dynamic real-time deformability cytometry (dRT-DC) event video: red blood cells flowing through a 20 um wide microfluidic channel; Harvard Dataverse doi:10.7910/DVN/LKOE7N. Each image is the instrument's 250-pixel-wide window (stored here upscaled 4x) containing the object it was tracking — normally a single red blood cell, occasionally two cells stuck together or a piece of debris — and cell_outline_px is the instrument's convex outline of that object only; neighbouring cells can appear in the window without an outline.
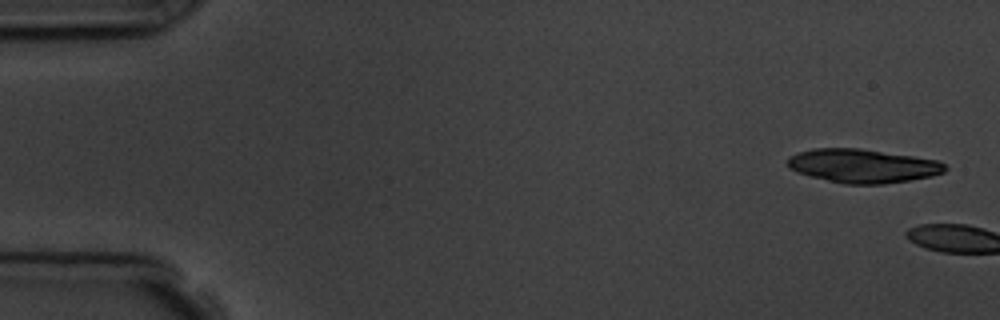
{"species": "common noctule bat (a hibernating species)", "species_latin": "Nyctalus noctula", "temperature_condition": "room temperature", "stored_images_in_passage": 2, "camera_frame_rate_fps": 3000, "um_per_image_px": 0.085, "animal": {"sex": "male", "body_mass_g": 19.5, "forearm_length_mm": 54.6}, "frame": {"image": 1, "passage_image": 1, "time_ms": 0.0, "image_size_px": [1000, 320], "cell_outline_px": [[948, 168], [944, 172], [932, 176], [884, 184], [844, 184], [796, 172], [788, 168], [788, 156], [812, 148], [860, 148], [940, 160]], "centroid_in_image_um": [73.34, 14.09], "position_along_channel_um": 11.7, "area_um2": 30.98}}